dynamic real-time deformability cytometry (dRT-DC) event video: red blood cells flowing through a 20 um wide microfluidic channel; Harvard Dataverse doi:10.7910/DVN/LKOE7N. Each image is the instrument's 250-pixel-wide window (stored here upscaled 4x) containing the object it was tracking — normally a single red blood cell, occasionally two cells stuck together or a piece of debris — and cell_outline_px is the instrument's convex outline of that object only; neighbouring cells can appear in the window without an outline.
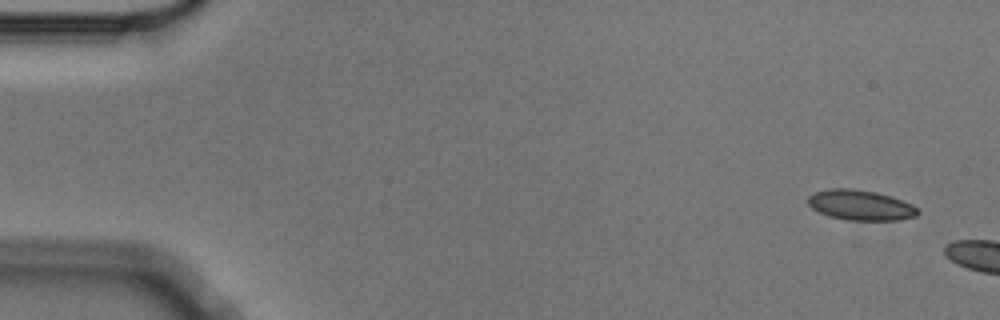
{"species": "Egyptian fruit bat (a non-hibernating species)", "species_latin": "Rousettus aegyptiacus", "temperature_condition": "cold", "stored_images_in_passage": 2, "camera_frame_rate_fps": 3000, "um_per_image_px": 0.085, "animal": {"sex": "male"}, "frame": {"image": 1, "passage_image": 1, "time_ms": 0.0, "image_size_px": [1000, 320], "cell_outline_px": [[920, 212], [916, 216], [900, 220], [844, 220], [828, 216], [812, 208], [808, 204], [808, 196], [816, 192], [832, 188], [852, 188], [876, 192], [892, 196], [912, 204]], "centroid_in_image_um": [73.15, 17.44], "position_along_channel_um": 11.8, "area_um2": 19.42}}